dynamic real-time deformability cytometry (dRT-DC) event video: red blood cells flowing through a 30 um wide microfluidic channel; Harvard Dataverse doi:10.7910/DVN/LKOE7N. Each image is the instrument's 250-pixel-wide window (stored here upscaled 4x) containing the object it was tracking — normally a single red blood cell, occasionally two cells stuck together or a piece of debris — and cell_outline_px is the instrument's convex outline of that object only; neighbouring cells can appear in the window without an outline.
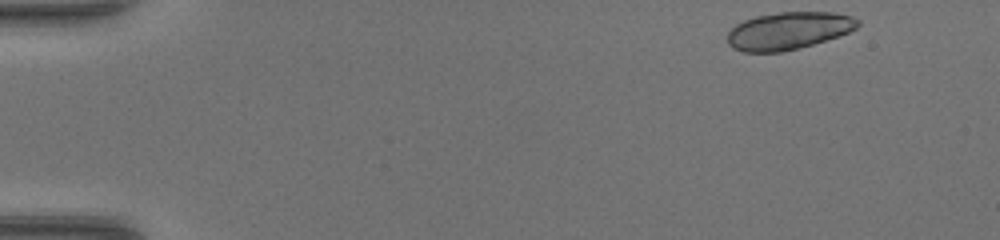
{"species": "common noctule bat (a hibernating species)", "species_latin": "Nyctalus noctula", "temperature_condition": "warm", "stored_images_in_passage": 15, "camera_frame_rate_fps": 3000, "um_per_image_px": 0.085, "animal": {"sex": "female", "body_mass_g": 17.0, "forearm_length_mm": 48.0}, "frame": {"image": 1, "passage_image": 1, "time_ms": 0.0, "image_size_px": [1000, 240], "cell_outline_px": [[860, 24], [856, 28], [848, 32], [812, 44], [780, 52], [744, 52], [732, 48], [728, 44], [728, 32], [736, 24], [744, 20], [756, 16], [780, 12], [832, 12], [852, 16], [860, 20]], "centroid_in_image_um": [67.0, 2.6], "position_along_channel_um": 18.0, "area_um2": 28.21}}
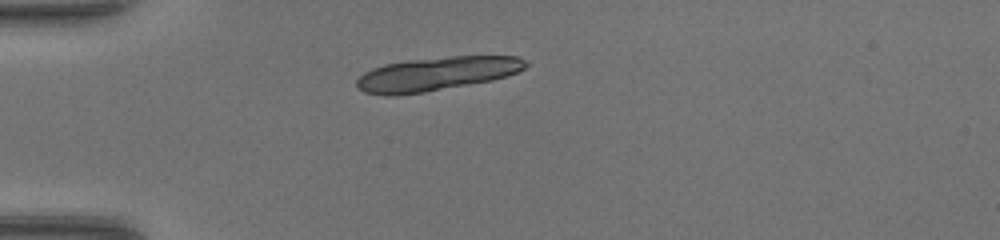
{"frame": {"image": 2, "passage_image": 10, "time_ms": 3.0, "image_size_px": [1000, 240], "cell_outline_px": [[528, 64], [524, 68], [508, 76], [492, 80], [424, 92], [396, 96], [384, 96], [364, 92], [356, 88], [356, 80], [364, 72], [372, 68], [384, 64], [408, 60], [452, 56], [516, 56], [524, 60]], "centroid_in_image_um": [37.05, 6.28], "position_along_channel_um": 48.0, "area_um2": 33.23}}